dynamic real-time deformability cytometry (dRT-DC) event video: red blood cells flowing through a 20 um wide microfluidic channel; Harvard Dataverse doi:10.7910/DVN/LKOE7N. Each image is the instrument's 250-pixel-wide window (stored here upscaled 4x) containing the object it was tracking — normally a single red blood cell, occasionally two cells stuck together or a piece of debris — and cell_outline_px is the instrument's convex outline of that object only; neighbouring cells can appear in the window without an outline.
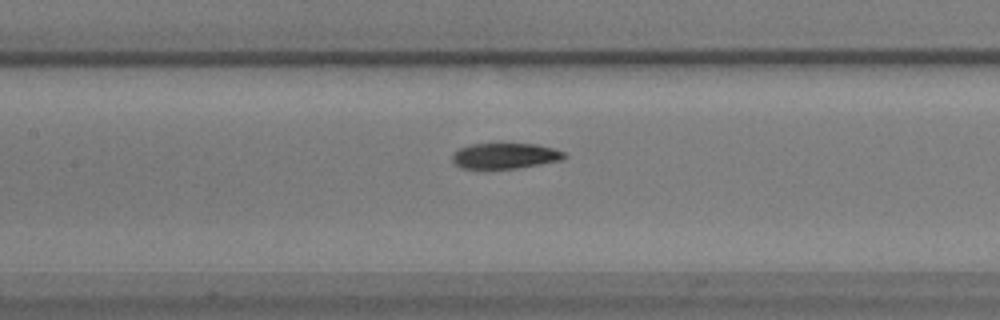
{"species": "common noctule bat (a hibernating species)", "species_latin": "Nyctalus noctula", "temperature_condition": "warm", "stored_images_in_passage": 40, "camera_frame_rate_fps": 3000, "um_per_image_px": 0.085, "animal": {"sex": "male", "body_mass_g": 17.9}, "frame": {"image": 1, "passage_image": 10, "time_ms": 3.0, "image_size_px": [1000, 320], "cell_outline_px": [[568, 156], [564, 160], [516, 168], [484, 172], [460, 168], [452, 160], [452, 156], [460, 148], [468, 144], [536, 144], [552, 148], [564, 152]], "centroid_in_image_um": [42.89, 13.3], "position_along_channel_um": 164.5, "area_um2": 17.4}}
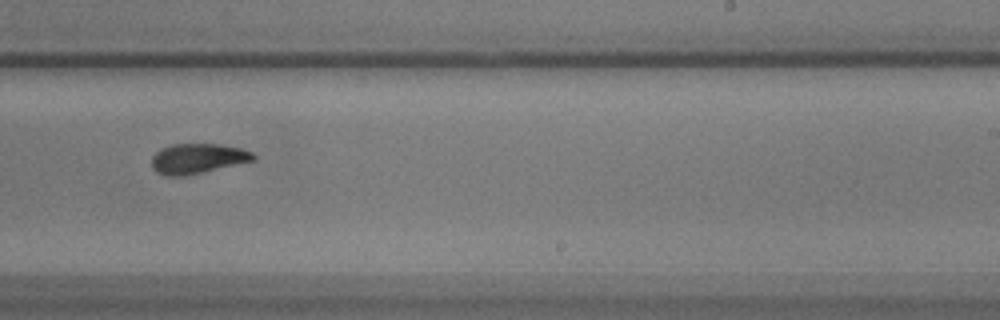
{"frame": {"image": 2, "passage_image": 19, "time_ms": 6.0, "image_size_px": [1000, 320], "cell_outline_px": [[256, 160], [200, 172], [180, 176], [164, 176], [156, 172], [152, 168], [152, 156], [156, 152], [172, 144], [216, 144], [240, 148], [252, 152], [256, 156]], "centroid_in_image_um": [16.78, 13.47], "position_along_channel_um": 272.2, "area_um2": 17.51}}
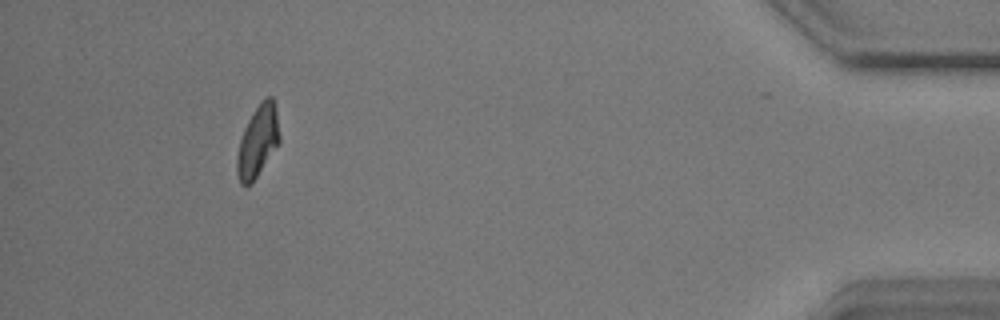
{"frame": {"image": 3, "passage_image": 36, "time_ms": 11.667, "image_size_px": [1000, 320], "cell_outline_px": [[280, 144], [252, 184], [240, 184], [236, 172], [236, 156], [240, 140], [244, 128], [252, 112], [260, 100], [264, 96], [272, 96], [276, 112], [280, 136]], "centroid_in_image_um": [21.91, 12.01], "position_along_channel_um": 413.3, "area_um2": 18.09}, "authors_computed_cell_mechanics": {"area_um2": 17.6579, "velocity_mm_per_s": 3.6017, "shape_relaxation_time_tau1_ms": 6.54, "shape_relaxation_time_tau2_ms": 2.6777, "deformation_change_tau1": 0.1866, "deformation_change_tau2": 0.0889}}